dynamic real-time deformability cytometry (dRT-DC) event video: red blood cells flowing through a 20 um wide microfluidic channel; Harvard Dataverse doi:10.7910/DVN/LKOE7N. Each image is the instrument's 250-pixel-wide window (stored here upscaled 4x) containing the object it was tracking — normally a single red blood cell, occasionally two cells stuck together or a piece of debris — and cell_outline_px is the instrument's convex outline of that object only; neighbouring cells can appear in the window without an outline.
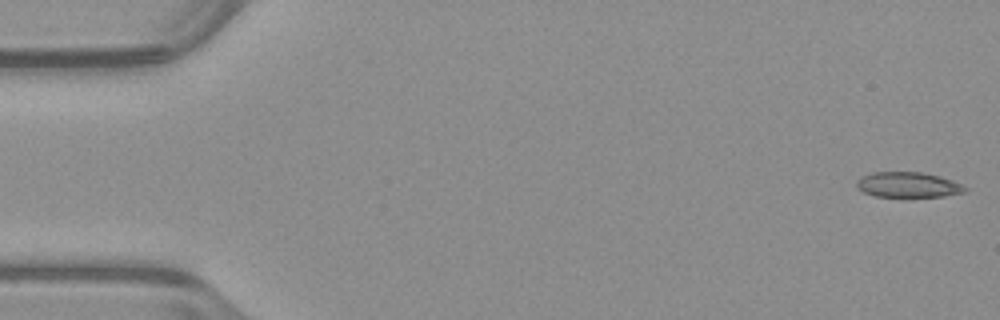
{"species": "common noctule bat (a hibernating species)", "species_latin": "Nyctalus noctula", "temperature_condition": "warm", "stored_images_in_passage": 52, "camera_frame_rate_fps": 3000, "um_per_image_px": 0.085, "animal": {"sex": "male", "body_mass_g": 23.1, "forearm_length_mm": 52.7}, "frame": {"image": 1, "passage_image": 1, "time_ms": 0.0, "image_size_px": [1000, 320], "cell_outline_px": [[968, 188], [964, 192], [944, 196], [876, 196], [864, 192], [856, 188], [856, 180], [860, 176], [872, 172], [924, 172], [940, 176], [952, 180]], "centroid_in_image_um": [77.15, 15.69], "position_along_channel_um": 7.9, "area_um2": 15.95}}
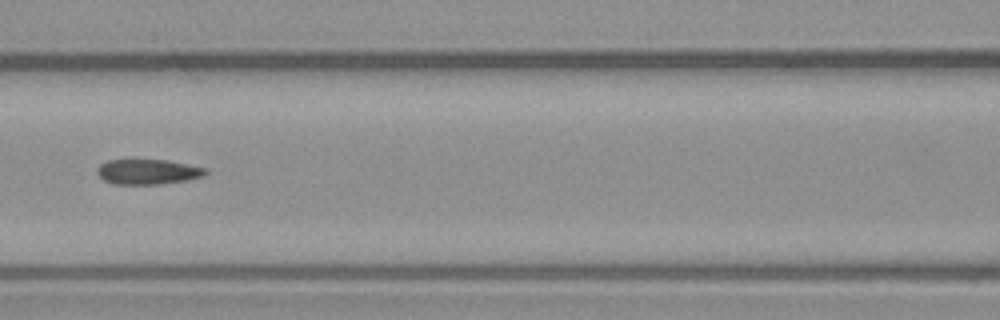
{"frame": {"image": 2, "passage_image": 23, "time_ms": 7.333, "image_size_px": [1000, 320], "cell_outline_px": [[208, 172], [204, 176], [188, 180], [160, 184], [112, 184], [104, 180], [96, 172], [96, 168], [100, 164], [108, 160], [132, 156], [168, 160], [208, 168]], "centroid_in_image_um": [12.54, 14.54], "position_along_channel_um": 154.1, "area_um2": 16.88}}
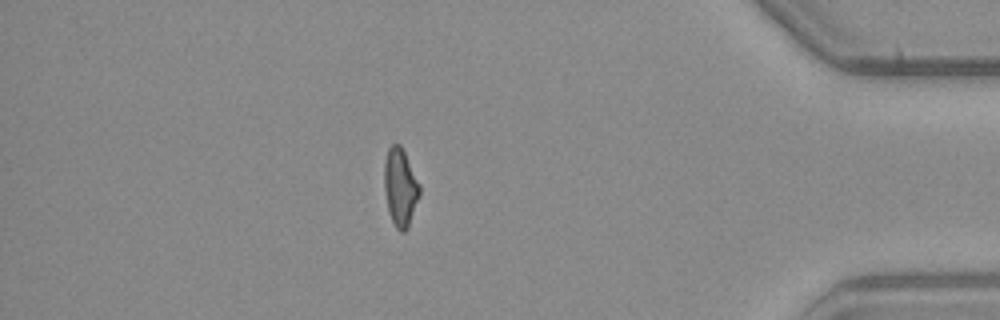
{"frame": {"image": 3, "passage_image": 45, "time_ms": 14.667, "image_size_px": [1000, 320], "cell_outline_px": [[420, 192], [408, 228], [404, 232], [400, 232], [396, 228], [388, 212], [384, 188], [384, 164], [388, 148], [392, 144], [400, 144], [420, 184]], "centroid_in_image_um": [34.01, 15.93], "position_along_channel_um": 401.2, "area_um2": 15.95}, "authors_computed_cell_mechanics": {"area_um2": 16.6175, "velocity_mm_per_s": 3.9741, "shape_relaxation_time_tau1_ms": null, "shape_relaxation_time_tau2_ms": 3.3374, "deformation_change_tau1": null, "deformation_change_tau2": 0.1027}}